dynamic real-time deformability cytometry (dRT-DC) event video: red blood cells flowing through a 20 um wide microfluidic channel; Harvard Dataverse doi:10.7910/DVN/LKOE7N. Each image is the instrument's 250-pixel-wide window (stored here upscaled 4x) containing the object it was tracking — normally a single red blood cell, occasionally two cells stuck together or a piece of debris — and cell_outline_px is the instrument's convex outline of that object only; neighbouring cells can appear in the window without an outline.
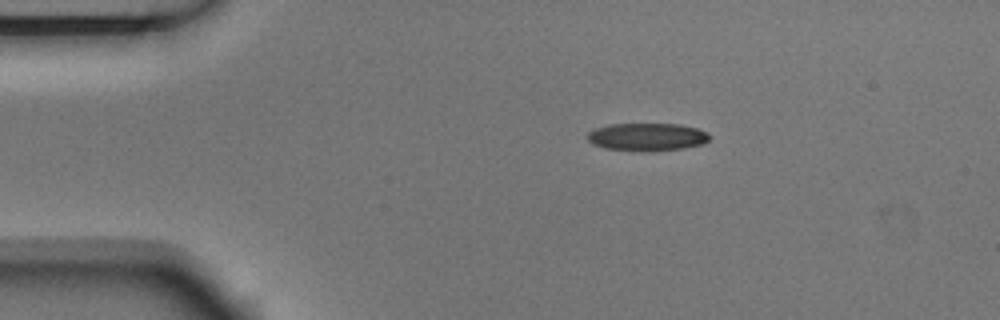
{"species": "Egyptian fruit bat (a non-hibernating species)", "species_latin": "Rousettus aegyptiacus", "temperature_condition": "room temperature", "stored_images_in_passage": 6, "camera_frame_rate_fps": 3000, "um_per_image_px": 0.085, "animal": {"sex": "male"}, "frame": {"image": 1, "passage_image": 2, "time_ms": 0.333, "image_size_px": [1000, 320], "cell_outline_px": [[708, 140], [704, 144], [684, 148], [608, 148], [596, 144], [588, 140], [588, 132], [596, 128], [608, 124], [680, 124], [696, 128], [708, 132]], "centroid_in_image_um": [55.05, 11.57], "position_along_channel_um": 30.0, "area_um2": 18.55}}
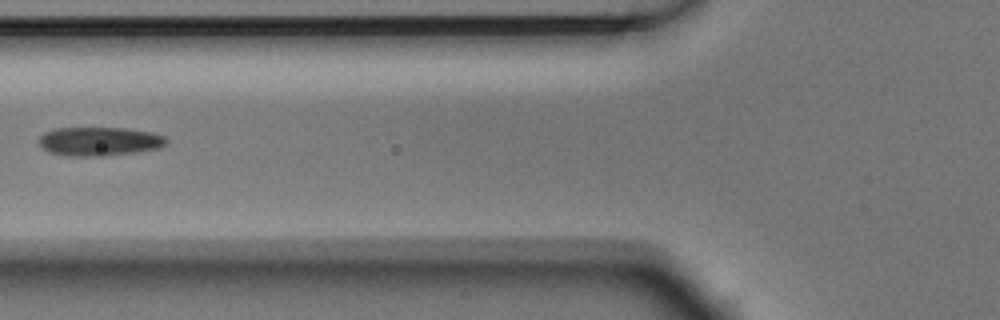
{"frame": {"image": 2, "passage_image": 5, "time_ms": 1.333, "image_size_px": [1000, 320], "cell_outline_px": [[168, 140], [160, 148], [132, 152], [100, 156], [72, 156], [52, 152], [44, 148], [40, 144], [40, 136], [44, 132], [56, 128], [124, 128], [152, 132], [164, 136]], "centroid_in_image_um": [8.46, 12.0], "position_along_channel_um": 117.3, "area_um2": 21.04}}
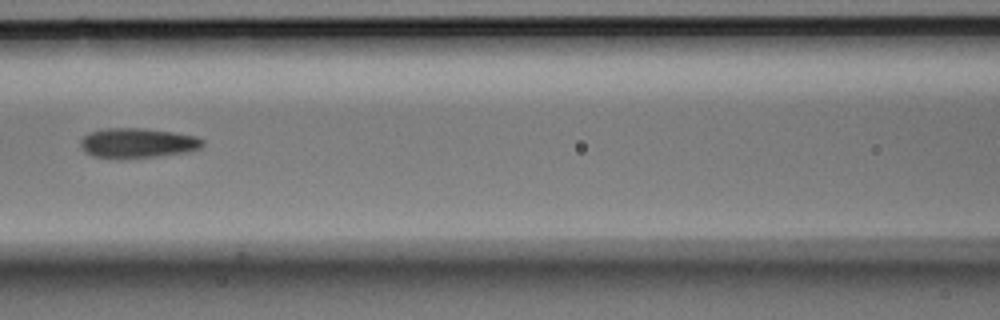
{"frame": {"image": 3, "passage_image": 6, "time_ms": 1.667, "image_size_px": [1000, 320], "cell_outline_px": [[204, 144], [200, 148], [188, 152], [156, 156], [120, 160], [92, 156], [84, 152], [80, 144], [80, 140], [88, 132], [104, 128], [144, 128], [172, 132], [196, 136], [204, 140]], "centroid_in_image_um": [11.65, 12.17], "position_along_channel_um": 155.0, "area_um2": 21.68}}